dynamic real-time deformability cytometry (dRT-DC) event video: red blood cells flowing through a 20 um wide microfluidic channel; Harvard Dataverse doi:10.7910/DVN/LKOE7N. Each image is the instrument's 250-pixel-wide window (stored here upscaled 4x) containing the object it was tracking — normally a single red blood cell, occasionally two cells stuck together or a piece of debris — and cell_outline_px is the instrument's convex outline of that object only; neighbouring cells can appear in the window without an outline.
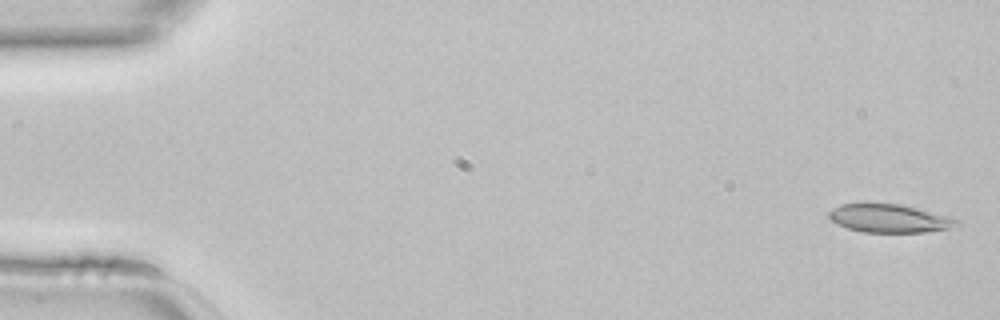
{"species": "common noctule bat (a hibernating species)", "species_latin": "Nyctalus noctula", "temperature_condition": "room temperature", "stored_images_in_passage": 45, "camera_frame_rate_fps": 3000, "um_per_image_px": 0.085, "animal": {"sex": "female", "body_mass_g": 22.7, "forearm_length_mm": 54.2}, "frame": {"image": 1, "passage_image": 1, "time_ms": 0.0, "image_size_px": [1000, 320], "cell_outline_px": [[960, 224], [948, 228], [924, 232], [864, 232], [848, 228], [836, 224], [828, 216], [828, 212], [832, 208], [840, 204], [864, 200], [868, 200], [900, 204], [948, 216], [960, 220]], "centroid_in_image_um": [75.5, 18.51], "position_along_channel_um": 9.5, "area_um2": 21.73}}
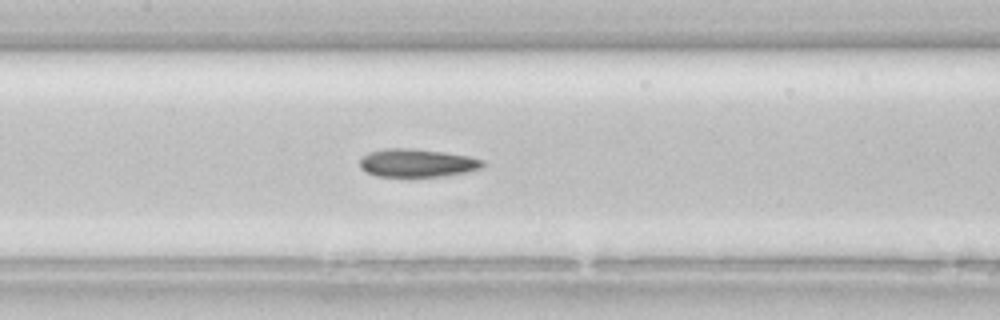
{"frame": {"image": 2, "passage_image": 21, "time_ms": 6.667, "image_size_px": [1000, 320], "cell_outline_px": [[488, 164], [484, 168], [468, 172], [440, 176], [376, 176], [360, 168], [360, 156], [368, 152], [384, 148], [412, 148], [444, 152], [468, 156], [484, 160]], "centroid_in_image_um": [35.48, 13.84], "position_along_channel_um": 171.9, "area_um2": 20.4}}
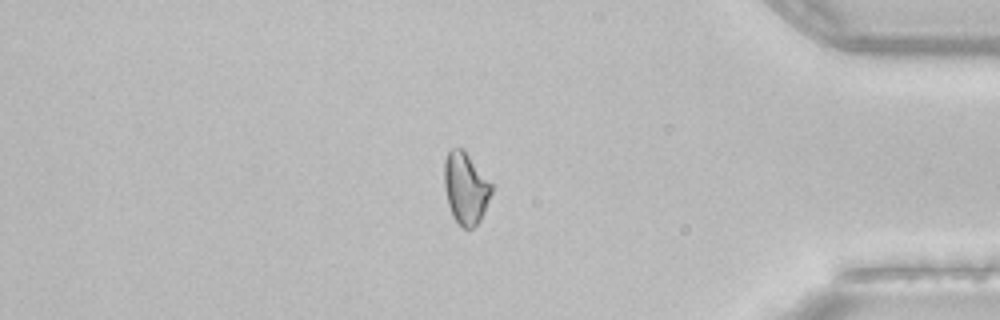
{"frame": {"image": 3, "passage_image": 38, "time_ms": 12.333, "image_size_px": [1000, 320], "cell_outline_px": [[492, 192], [484, 212], [480, 220], [472, 228], [464, 228], [452, 216], [448, 204], [444, 188], [444, 160], [448, 152], [452, 148], [460, 148], [468, 156], [492, 184]], "centroid_in_image_um": [39.56, 16.01], "position_along_channel_um": 395.6, "area_um2": 19.36}}